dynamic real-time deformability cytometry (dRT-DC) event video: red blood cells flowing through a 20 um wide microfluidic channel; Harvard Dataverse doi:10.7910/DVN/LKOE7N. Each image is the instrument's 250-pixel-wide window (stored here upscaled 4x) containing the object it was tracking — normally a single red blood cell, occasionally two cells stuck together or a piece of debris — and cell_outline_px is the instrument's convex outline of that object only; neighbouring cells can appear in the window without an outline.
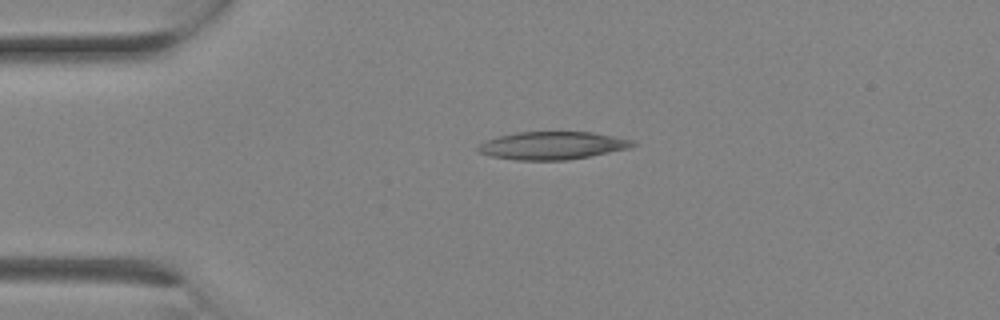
{"species": "Egyptian fruit bat (a non-hibernating species)", "species_latin": "Rousettus aegyptiacus", "temperature_condition": "room temperature", "stored_images_in_passage": 4, "camera_frame_rate_fps": 3000, "um_per_image_px": 0.085, "animal": {"sex": "female"}, "frame": {"image": 1, "passage_image": 4, "time_ms": 1.0, "image_size_px": [1000, 320], "cell_outline_px": [[636, 144], [628, 148], [568, 160], [516, 160], [492, 156], [480, 152], [476, 148], [484, 140], [516, 132], [592, 132], [636, 140]], "centroid_in_image_um": [46.95, 12.36], "position_along_channel_um": 38.1, "area_um2": 24.91}}